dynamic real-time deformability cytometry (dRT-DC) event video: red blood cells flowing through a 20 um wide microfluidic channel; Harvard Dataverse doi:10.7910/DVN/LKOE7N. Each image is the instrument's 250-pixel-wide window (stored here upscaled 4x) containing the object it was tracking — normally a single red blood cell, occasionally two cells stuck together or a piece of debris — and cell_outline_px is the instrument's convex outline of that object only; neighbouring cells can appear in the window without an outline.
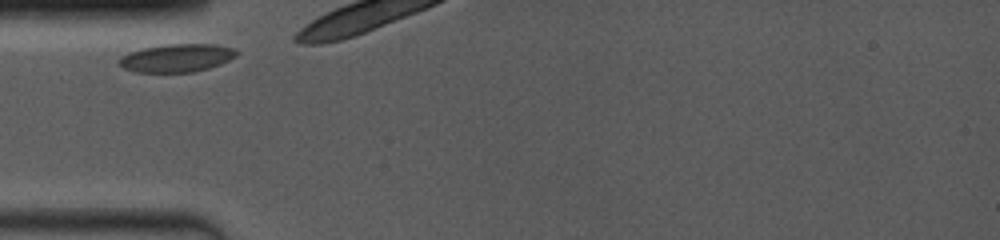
{"species": "common noctule bat (a hibernating species)", "species_latin": "Nyctalus noctula", "temperature_condition": "room temperature", "stored_images_in_passage": 21, "camera_frame_rate_fps": 4000, "um_per_image_px": 0.085, "animal": {"sex": "female", "body_mass_g": 19.0, "forearm_length_mm": 53.3}, "frame": {"image": 1, "passage_image": 1, "time_ms": 0.0, "image_size_px": [1000, 240], "cell_outline_px": [[240, 52], [236, 56], [220, 64], [208, 68], [192, 72], [136, 72], [124, 68], [116, 64], [116, 60], [120, 56], [128, 52], [144, 48], [168, 44], [216, 44], [232, 48]], "centroid_in_image_um": [14.98, 4.92], "position_along_channel_um": 70.0, "area_um2": 19.31}}